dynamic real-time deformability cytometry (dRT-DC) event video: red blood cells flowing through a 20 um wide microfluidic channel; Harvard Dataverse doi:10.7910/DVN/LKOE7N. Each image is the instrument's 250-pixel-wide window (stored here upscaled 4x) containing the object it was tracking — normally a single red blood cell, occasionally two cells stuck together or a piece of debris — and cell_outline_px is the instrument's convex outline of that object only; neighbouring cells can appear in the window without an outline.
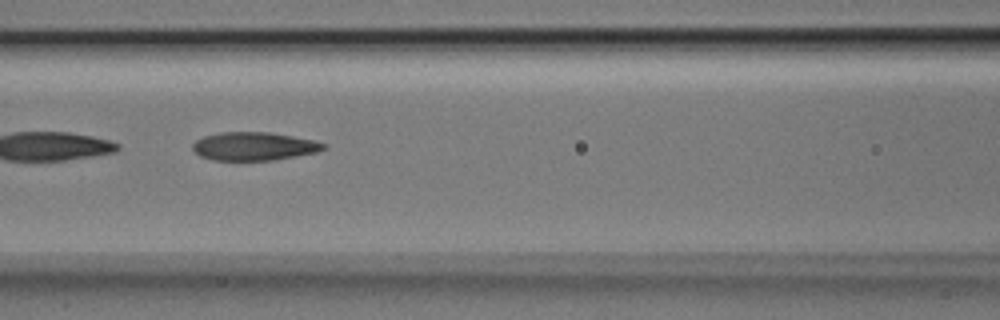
{"species": "Egyptian fruit bat (a non-hibernating species)", "species_latin": "Rousettus aegyptiacus", "temperature_condition": "room temperature", "stored_images_in_passage": 4, "camera_frame_rate_fps": 3000, "um_per_image_px": 0.085, "animal": {"sex": "male"}, "frame": {"image": 1, "passage_image": 4, "time_ms": 1.0, "image_size_px": [1000, 320], "cell_outline_px": [[328, 144], [324, 148], [316, 152], [296, 156], [272, 160], [212, 160], [200, 156], [192, 148], [192, 144], [196, 140], [204, 136], [220, 132], [268, 132], [316, 140]], "centroid_in_image_um": [21.59, 12.43], "position_along_channel_um": 145.0, "area_um2": 21.56}}